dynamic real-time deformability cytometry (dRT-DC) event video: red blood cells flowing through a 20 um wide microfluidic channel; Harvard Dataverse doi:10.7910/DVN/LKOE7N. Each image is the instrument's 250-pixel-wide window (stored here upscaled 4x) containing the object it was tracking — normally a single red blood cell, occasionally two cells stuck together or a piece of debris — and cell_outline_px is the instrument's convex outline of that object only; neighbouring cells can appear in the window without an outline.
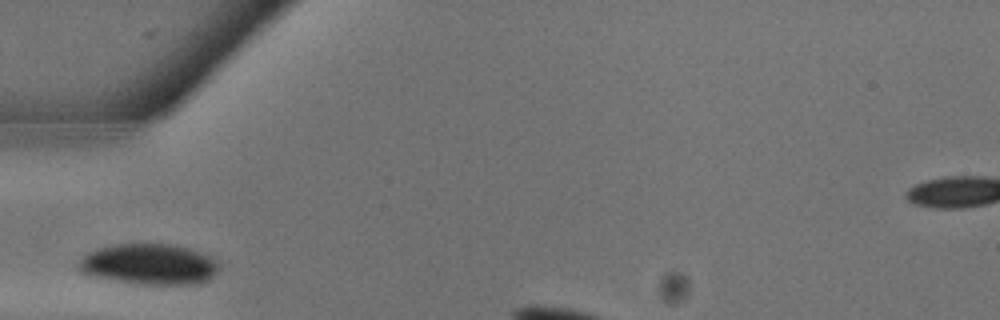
{"species": "common noctule bat (a hibernating species)", "species_latin": "Nyctalus noctula", "temperature_condition": "warm", "stored_images_in_passage": 2, "camera_frame_rate_fps": 3000, "um_per_image_px": 0.085, "animal": {"sex": "male", "body_mass_g": 13.3}, "frame": {"image": 1, "passage_image": 1, "time_ms": 0.0, "image_size_px": [1000, 320], "cell_outline_px": [[220, 264], [216, 272], [208, 280], [196, 284], [136, 284], [108, 280], [84, 276], [76, 268], [76, 264], [88, 252], [96, 248], [112, 244], [176, 244], [192, 248], [212, 256]], "centroid_in_image_um": [12.63, 22.46], "position_along_channel_um": 72.4, "area_um2": 34.28}}